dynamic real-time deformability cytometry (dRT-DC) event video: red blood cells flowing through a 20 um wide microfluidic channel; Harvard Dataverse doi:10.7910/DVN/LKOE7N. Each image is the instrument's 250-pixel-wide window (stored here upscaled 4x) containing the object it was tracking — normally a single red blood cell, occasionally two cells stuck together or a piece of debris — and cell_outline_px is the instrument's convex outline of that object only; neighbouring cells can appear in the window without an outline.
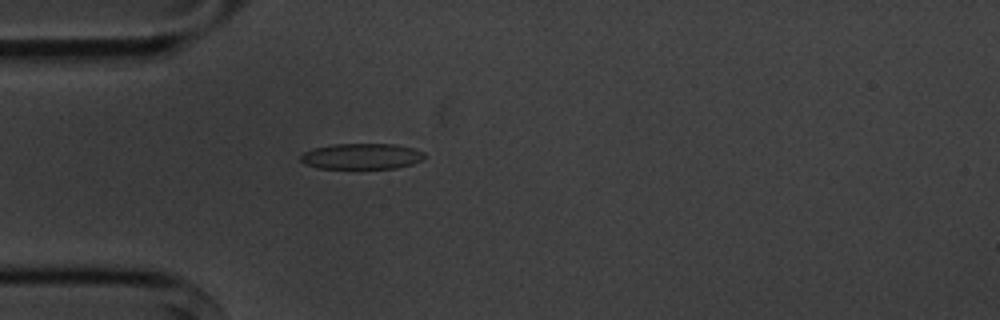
{"species": "common noctule bat (a hibernating species)", "species_latin": "Nyctalus noctula", "temperature_condition": "cold", "stored_images_in_passage": 5, "camera_frame_rate_fps": 3000, "um_per_image_px": 0.085, "animal": {"sex": "male", "body_mass_g": 20.1, "forearm_length_mm": 53.5}, "frame": {"image": 1, "passage_image": 5, "time_ms": 4.667, "image_size_px": [1000, 320], "cell_outline_px": [[424, 160], [412, 164], [396, 168], [316, 168], [304, 164], [300, 160], [300, 156], [304, 152], [312, 148], [336, 144], [396, 144], [412, 148], [424, 152]], "centroid_in_image_um": [30.73, 13.28], "position_along_channel_um": 54.3, "area_um2": 18.67}}